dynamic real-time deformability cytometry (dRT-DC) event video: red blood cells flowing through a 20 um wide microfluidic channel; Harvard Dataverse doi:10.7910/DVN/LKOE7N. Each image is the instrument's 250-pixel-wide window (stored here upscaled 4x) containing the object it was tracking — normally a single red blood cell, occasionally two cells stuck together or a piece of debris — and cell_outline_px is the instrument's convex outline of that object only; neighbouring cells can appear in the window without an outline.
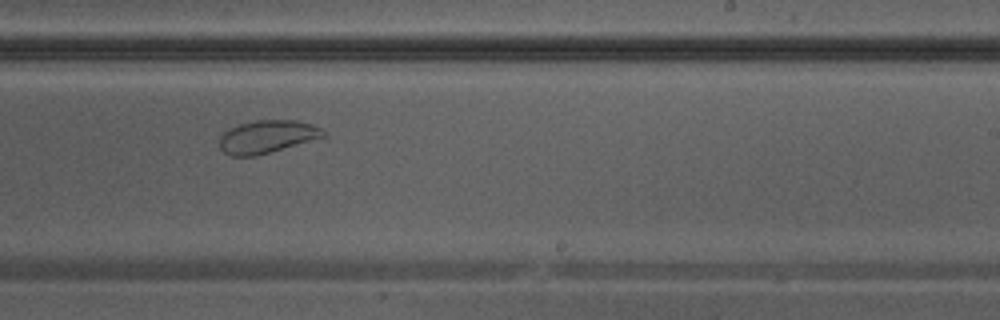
{"species": "Egyptian fruit bat (a non-hibernating species)", "species_latin": "Rousettus aegyptiacus", "temperature_condition": "warm", "stored_images_in_passage": 36, "camera_frame_rate_fps": 3000, "um_per_image_px": 0.085, "animal": {"sex": "male"}, "frame": {"image": 1, "passage_image": 21, "time_ms": 6.667, "image_size_px": [1000, 320], "cell_outline_px": [[328, 136], [256, 156], [232, 156], [224, 152], [220, 148], [220, 136], [228, 128], [240, 124], [256, 120], [296, 120], [312, 124], [328, 132]], "centroid_in_image_um": [22.74, 11.61], "position_along_channel_um": 266.3, "area_um2": 20.0}}